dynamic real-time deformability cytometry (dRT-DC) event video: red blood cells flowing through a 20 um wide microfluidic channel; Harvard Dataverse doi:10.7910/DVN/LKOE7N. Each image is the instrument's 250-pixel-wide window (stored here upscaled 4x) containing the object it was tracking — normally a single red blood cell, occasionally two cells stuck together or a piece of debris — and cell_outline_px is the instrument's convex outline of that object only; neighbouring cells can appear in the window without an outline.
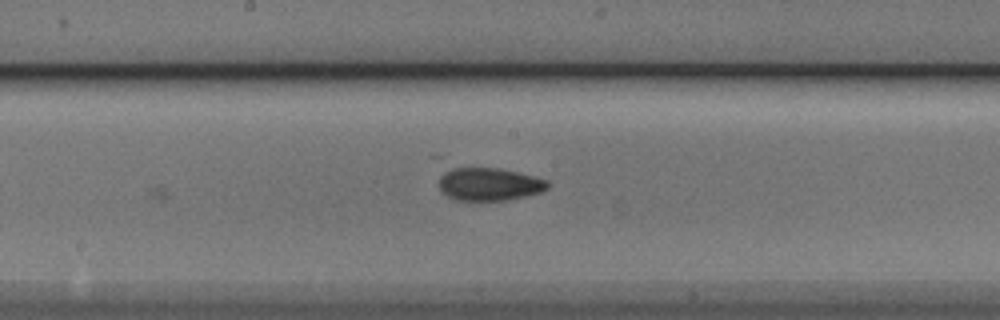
{"species": "Egyptian fruit bat (a non-hibernating species)", "species_latin": "Rousettus aegyptiacus", "temperature_condition": "cold", "stored_images_in_passage": 31, "camera_frame_rate_fps": 3000, "um_per_image_px": 0.085, "animal": {"sex": "male"}, "frame": {"image": 1, "passage_image": 31, "time_ms": 10.0, "image_size_px": [1000, 320], "cell_outline_px": [[548, 188], [540, 192], [508, 200], [456, 200], [440, 192], [440, 176], [444, 172], [456, 168], [496, 168], [516, 172], [548, 180]], "centroid_in_image_um": [41.57, 15.66], "position_along_channel_um": 206.6, "area_um2": 20.52}}